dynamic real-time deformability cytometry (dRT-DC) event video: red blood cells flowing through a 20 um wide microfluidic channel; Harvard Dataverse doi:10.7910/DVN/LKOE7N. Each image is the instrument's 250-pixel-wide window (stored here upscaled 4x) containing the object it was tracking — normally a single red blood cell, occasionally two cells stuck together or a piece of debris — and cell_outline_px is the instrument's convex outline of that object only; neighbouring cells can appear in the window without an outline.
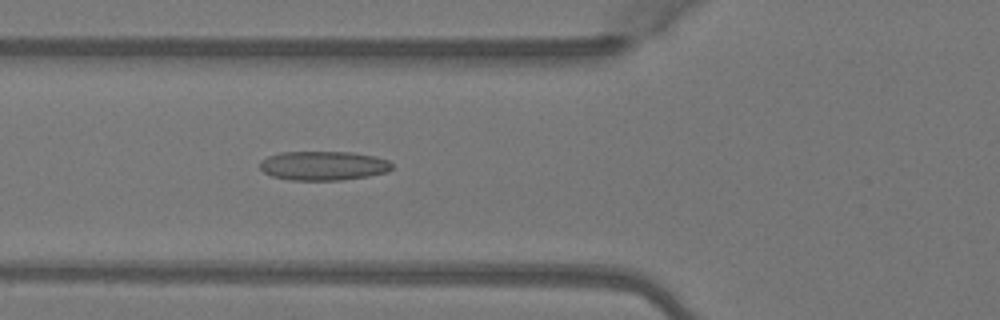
{"species": "Egyptian fruit bat (a non-hibernating species)", "species_latin": "Rousettus aegyptiacus", "temperature_condition": "warm", "stored_images_in_passage": 5, "camera_frame_rate_fps": 3000, "um_per_image_px": 0.085, "animal": {"sex": "female"}, "frame": {"image": 1, "passage_image": 5, "time_ms": 1.333, "image_size_px": [1000, 320], "cell_outline_px": [[392, 168], [388, 172], [368, 176], [340, 180], [288, 180], [272, 176], [264, 172], [260, 168], [260, 160], [268, 156], [280, 152], [352, 152], [376, 156], [388, 160], [392, 164]], "centroid_in_image_um": [27.49, 14.08], "position_along_channel_um": 98.3, "area_um2": 22.6}}